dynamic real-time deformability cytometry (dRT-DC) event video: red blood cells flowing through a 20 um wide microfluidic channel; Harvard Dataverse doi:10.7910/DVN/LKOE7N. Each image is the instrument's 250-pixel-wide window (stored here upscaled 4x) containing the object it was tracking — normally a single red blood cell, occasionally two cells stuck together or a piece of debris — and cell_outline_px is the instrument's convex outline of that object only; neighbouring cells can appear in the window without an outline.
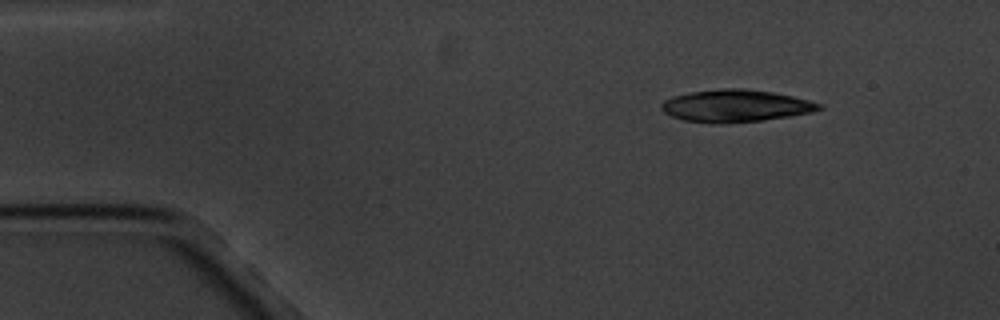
{"species": "common noctule bat (a hibernating species)", "species_latin": "Nyctalus noctula", "temperature_condition": "cold", "stored_images_in_passage": 5, "camera_frame_rate_fps": 3000, "um_per_image_px": 0.085, "animal": {"sex": "male", "body_mass_g": 20.1, "forearm_length_mm": 53.5}, "frame": {"image": 1, "passage_image": 5, "time_ms": 5.667, "image_size_px": [1000, 320], "cell_outline_px": [[824, 108], [812, 112], [788, 116], [760, 120], [684, 120], [672, 116], [664, 112], [660, 108], [660, 104], [664, 100], [672, 96], [692, 92], [720, 88], [744, 88], [772, 92], [792, 96], [808, 100], [820, 104]], "centroid_in_image_um": [62.53, 8.94], "position_along_channel_um": 22.5, "area_um2": 28.38}}